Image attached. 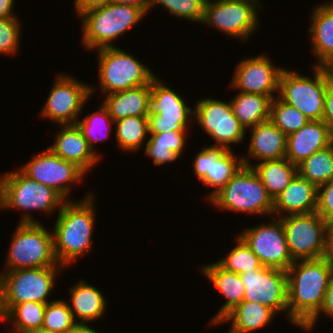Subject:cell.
Wrapping results in <instances>:
<instances>
[{"label": "cell", "instance_id": "obj_42", "mask_svg": "<svg viewBox=\"0 0 333 333\" xmlns=\"http://www.w3.org/2000/svg\"><path fill=\"white\" fill-rule=\"evenodd\" d=\"M322 312L325 316L333 318V276L331 277L328 288L325 292L324 302L320 311L304 326V330L309 331L312 329Z\"/></svg>", "mask_w": 333, "mask_h": 333}, {"label": "cell", "instance_id": "obj_15", "mask_svg": "<svg viewBox=\"0 0 333 333\" xmlns=\"http://www.w3.org/2000/svg\"><path fill=\"white\" fill-rule=\"evenodd\" d=\"M194 109L196 122L215 139L214 146L231 150V144L244 141L246 129L233 113L230 102L204 98L198 100Z\"/></svg>", "mask_w": 333, "mask_h": 333}, {"label": "cell", "instance_id": "obj_5", "mask_svg": "<svg viewBox=\"0 0 333 333\" xmlns=\"http://www.w3.org/2000/svg\"><path fill=\"white\" fill-rule=\"evenodd\" d=\"M63 266L5 271L0 275V320L17 304L33 301L47 304L57 273Z\"/></svg>", "mask_w": 333, "mask_h": 333}, {"label": "cell", "instance_id": "obj_26", "mask_svg": "<svg viewBox=\"0 0 333 333\" xmlns=\"http://www.w3.org/2000/svg\"><path fill=\"white\" fill-rule=\"evenodd\" d=\"M310 18L311 49L318 59L316 66H322L333 59V1L315 7Z\"/></svg>", "mask_w": 333, "mask_h": 333}, {"label": "cell", "instance_id": "obj_20", "mask_svg": "<svg viewBox=\"0 0 333 333\" xmlns=\"http://www.w3.org/2000/svg\"><path fill=\"white\" fill-rule=\"evenodd\" d=\"M55 136L53 145L48 148L60 158L74 163L86 175L99 162L101 155L96 154L89 147L82 131L77 124L61 126Z\"/></svg>", "mask_w": 333, "mask_h": 333}, {"label": "cell", "instance_id": "obj_18", "mask_svg": "<svg viewBox=\"0 0 333 333\" xmlns=\"http://www.w3.org/2000/svg\"><path fill=\"white\" fill-rule=\"evenodd\" d=\"M196 177L206 186L213 187L206 199L210 201L243 166L242 158L222 146L205 147L194 158Z\"/></svg>", "mask_w": 333, "mask_h": 333}, {"label": "cell", "instance_id": "obj_40", "mask_svg": "<svg viewBox=\"0 0 333 333\" xmlns=\"http://www.w3.org/2000/svg\"><path fill=\"white\" fill-rule=\"evenodd\" d=\"M20 29L18 18H0V54L18 53Z\"/></svg>", "mask_w": 333, "mask_h": 333}, {"label": "cell", "instance_id": "obj_3", "mask_svg": "<svg viewBox=\"0 0 333 333\" xmlns=\"http://www.w3.org/2000/svg\"><path fill=\"white\" fill-rule=\"evenodd\" d=\"M82 18V42L85 49L114 47L119 36L133 28L146 13L139 7L108 2L79 15Z\"/></svg>", "mask_w": 333, "mask_h": 333}, {"label": "cell", "instance_id": "obj_44", "mask_svg": "<svg viewBox=\"0 0 333 333\" xmlns=\"http://www.w3.org/2000/svg\"><path fill=\"white\" fill-rule=\"evenodd\" d=\"M108 2H110V0H74V11H76V14H78L79 17V15L84 11L102 6Z\"/></svg>", "mask_w": 333, "mask_h": 333}, {"label": "cell", "instance_id": "obj_46", "mask_svg": "<svg viewBox=\"0 0 333 333\" xmlns=\"http://www.w3.org/2000/svg\"><path fill=\"white\" fill-rule=\"evenodd\" d=\"M15 0H0V18H17L13 14Z\"/></svg>", "mask_w": 333, "mask_h": 333}, {"label": "cell", "instance_id": "obj_45", "mask_svg": "<svg viewBox=\"0 0 333 333\" xmlns=\"http://www.w3.org/2000/svg\"><path fill=\"white\" fill-rule=\"evenodd\" d=\"M117 4L131 5L141 8L146 14L150 10L151 0H110Z\"/></svg>", "mask_w": 333, "mask_h": 333}, {"label": "cell", "instance_id": "obj_2", "mask_svg": "<svg viewBox=\"0 0 333 333\" xmlns=\"http://www.w3.org/2000/svg\"><path fill=\"white\" fill-rule=\"evenodd\" d=\"M93 195L87 193L80 202L66 200L58 208L53 229L54 252L59 264L65 268L91 251L96 212Z\"/></svg>", "mask_w": 333, "mask_h": 333}, {"label": "cell", "instance_id": "obj_33", "mask_svg": "<svg viewBox=\"0 0 333 333\" xmlns=\"http://www.w3.org/2000/svg\"><path fill=\"white\" fill-rule=\"evenodd\" d=\"M114 125L116 126L117 146L123 152L140 150L145 144L149 134L148 116H128L114 121Z\"/></svg>", "mask_w": 333, "mask_h": 333}, {"label": "cell", "instance_id": "obj_30", "mask_svg": "<svg viewBox=\"0 0 333 333\" xmlns=\"http://www.w3.org/2000/svg\"><path fill=\"white\" fill-rule=\"evenodd\" d=\"M271 102L266 95L239 92L230 104L238 121L247 130L269 120Z\"/></svg>", "mask_w": 333, "mask_h": 333}, {"label": "cell", "instance_id": "obj_4", "mask_svg": "<svg viewBox=\"0 0 333 333\" xmlns=\"http://www.w3.org/2000/svg\"><path fill=\"white\" fill-rule=\"evenodd\" d=\"M66 200L53 188L26 176L21 170L10 171L0 177V209H21L20 223H38L27 210L51 213L62 207Z\"/></svg>", "mask_w": 333, "mask_h": 333}, {"label": "cell", "instance_id": "obj_21", "mask_svg": "<svg viewBox=\"0 0 333 333\" xmlns=\"http://www.w3.org/2000/svg\"><path fill=\"white\" fill-rule=\"evenodd\" d=\"M333 143V135L322 120H310L301 129L287 136L285 158L296 166L316 151Z\"/></svg>", "mask_w": 333, "mask_h": 333}, {"label": "cell", "instance_id": "obj_37", "mask_svg": "<svg viewBox=\"0 0 333 333\" xmlns=\"http://www.w3.org/2000/svg\"><path fill=\"white\" fill-rule=\"evenodd\" d=\"M78 323L66 301L56 300L46 304L41 330L55 333H69Z\"/></svg>", "mask_w": 333, "mask_h": 333}, {"label": "cell", "instance_id": "obj_9", "mask_svg": "<svg viewBox=\"0 0 333 333\" xmlns=\"http://www.w3.org/2000/svg\"><path fill=\"white\" fill-rule=\"evenodd\" d=\"M99 85L105 95L150 84L156 76L141 61L114 47L98 49Z\"/></svg>", "mask_w": 333, "mask_h": 333}, {"label": "cell", "instance_id": "obj_47", "mask_svg": "<svg viewBox=\"0 0 333 333\" xmlns=\"http://www.w3.org/2000/svg\"><path fill=\"white\" fill-rule=\"evenodd\" d=\"M69 333H99L92 327L88 326L87 323H77Z\"/></svg>", "mask_w": 333, "mask_h": 333}, {"label": "cell", "instance_id": "obj_34", "mask_svg": "<svg viewBox=\"0 0 333 333\" xmlns=\"http://www.w3.org/2000/svg\"><path fill=\"white\" fill-rule=\"evenodd\" d=\"M45 308L46 304L33 301L17 304L1 320L14 325V330L10 333L39 331L43 325Z\"/></svg>", "mask_w": 333, "mask_h": 333}, {"label": "cell", "instance_id": "obj_6", "mask_svg": "<svg viewBox=\"0 0 333 333\" xmlns=\"http://www.w3.org/2000/svg\"><path fill=\"white\" fill-rule=\"evenodd\" d=\"M287 246L294 261L319 259L331 253V226L316 212L282 215Z\"/></svg>", "mask_w": 333, "mask_h": 333}, {"label": "cell", "instance_id": "obj_31", "mask_svg": "<svg viewBox=\"0 0 333 333\" xmlns=\"http://www.w3.org/2000/svg\"><path fill=\"white\" fill-rule=\"evenodd\" d=\"M186 132L168 131L164 133H149L145 155L153 159L154 165H164L176 161L182 154L185 147Z\"/></svg>", "mask_w": 333, "mask_h": 333}, {"label": "cell", "instance_id": "obj_41", "mask_svg": "<svg viewBox=\"0 0 333 333\" xmlns=\"http://www.w3.org/2000/svg\"><path fill=\"white\" fill-rule=\"evenodd\" d=\"M316 213L330 225L333 223V179L318 187Z\"/></svg>", "mask_w": 333, "mask_h": 333}, {"label": "cell", "instance_id": "obj_12", "mask_svg": "<svg viewBox=\"0 0 333 333\" xmlns=\"http://www.w3.org/2000/svg\"><path fill=\"white\" fill-rule=\"evenodd\" d=\"M190 115H194V110L185 103L179 93L164 85L155 76L151 81L149 133L187 131Z\"/></svg>", "mask_w": 333, "mask_h": 333}, {"label": "cell", "instance_id": "obj_13", "mask_svg": "<svg viewBox=\"0 0 333 333\" xmlns=\"http://www.w3.org/2000/svg\"><path fill=\"white\" fill-rule=\"evenodd\" d=\"M95 89L74 79L73 76L59 74L55 78L40 116L51 119L59 125L76 124L83 105L87 103Z\"/></svg>", "mask_w": 333, "mask_h": 333}, {"label": "cell", "instance_id": "obj_48", "mask_svg": "<svg viewBox=\"0 0 333 333\" xmlns=\"http://www.w3.org/2000/svg\"><path fill=\"white\" fill-rule=\"evenodd\" d=\"M321 68L324 70L328 82L333 86V59L326 61Z\"/></svg>", "mask_w": 333, "mask_h": 333}, {"label": "cell", "instance_id": "obj_24", "mask_svg": "<svg viewBox=\"0 0 333 333\" xmlns=\"http://www.w3.org/2000/svg\"><path fill=\"white\" fill-rule=\"evenodd\" d=\"M202 271L227 300L210 321V324L216 325L243 301L245 287L240 274L226 271L216 262L204 265Z\"/></svg>", "mask_w": 333, "mask_h": 333}, {"label": "cell", "instance_id": "obj_28", "mask_svg": "<svg viewBox=\"0 0 333 333\" xmlns=\"http://www.w3.org/2000/svg\"><path fill=\"white\" fill-rule=\"evenodd\" d=\"M250 158L242 157L243 166L252 167L264 184L268 195L274 200L292 181L297 174V166L287 158L265 160L256 165Z\"/></svg>", "mask_w": 333, "mask_h": 333}, {"label": "cell", "instance_id": "obj_8", "mask_svg": "<svg viewBox=\"0 0 333 333\" xmlns=\"http://www.w3.org/2000/svg\"><path fill=\"white\" fill-rule=\"evenodd\" d=\"M13 232L6 270L62 266L54 252L53 233L40 223H19Z\"/></svg>", "mask_w": 333, "mask_h": 333}, {"label": "cell", "instance_id": "obj_51", "mask_svg": "<svg viewBox=\"0 0 333 333\" xmlns=\"http://www.w3.org/2000/svg\"><path fill=\"white\" fill-rule=\"evenodd\" d=\"M330 256L332 257V259H333V251H331V253H330Z\"/></svg>", "mask_w": 333, "mask_h": 333}, {"label": "cell", "instance_id": "obj_17", "mask_svg": "<svg viewBox=\"0 0 333 333\" xmlns=\"http://www.w3.org/2000/svg\"><path fill=\"white\" fill-rule=\"evenodd\" d=\"M245 287L243 301L256 302L278 312H287V273L267 268L240 274ZM282 311V312H281Z\"/></svg>", "mask_w": 333, "mask_h": 333}, {"label": "cell", "instance_id": "obj_10", "mask_svg": "<svg viewBox=\"0 0 333 333\" xmlns=\"http://www.w3.org/2000/svg\"><path fill=\"white\" fill-rule=\"evenodd\" d=\"M314 78L283 69L278 97L297 108L310 120H322L328 79L321 66L314 65Z\"/></svg>", "mask_w": 333, "mask_h": 333}, {"label": "cell", "instance_id": "obj_36", "mask_svg": "<svg viewBox=\"0 0 333 333\" xmlns=\"http://www.w3.org/2000/svg\"><path fill=\"white\" fill-rule=\"evenodd\" d=\"M236 241L237 246L216 263L224 270L238 274L247 273L255 269H263L264 266L259 258L239 236H237Z\"/></svg>", "mask_w": 333, "mask_h": 333}, {"label": "cell", "instance_id": "obj_32", "mask_svg": "<svg viewBox=\"0 0 333 333\" xmlns=\"http://www.w3.org/2000/svg\"><path fill=\"white\" fill-rule=\"evenodd\" d=\"M297 173L317 188L333 179V143L297 165Z\"/></svg>", "mask_w": 333, "mask_h": 333}, {"label": "cell", "instance_id": "obj_14", "mask_svg": "<svg viewBox=\"0 0 333 333\" xmlns=\"http://www.w3.org/2000/svg\"><path fill=\"white\" fill-rule=\"evenodd\" d=\"M243 231V232H242ZM238 235L267 268L287 271L294 262L290 255L281 218L242 230Z\"/></svg>", "mask_w": 333, "mask_h": 333}, {"label": "cell", "instance_id": "obj_43", "mask_svg": "<svg viewBox=\"0 0 333 333\" xmlns=\"http://www.w3.org/2000/svg\"><path fill=\"white\" fill-rule=\"evenodd\" d=\"M322 121L333 135V86L328 82L325 91L324 114Z\"/></svg>", "mask_w": 333, "mask_h": 333}, {"label": "cell", "instance_id": "obj_35", "mask_svg": "<svg viewBox=\"0 0 333 333\" xmlns=\"http://www.w3.org/2000/svg\"><path fill=\"white\" fill-rule=\"evenodd\" d=\"M269 120L287 136L310 121L297 108L282 101L278 96L272 99Z\"/></svg>", "mask_w": 333, "mask_h": 333}, {"label": "cell", "instance_id": "obj_25", "mask_svg": "<svg viewBox=\"0 0 333 333\" xmlns=\"http://www.w3.org/2000/svg\"><path fill=\"white\" fill-rule=\"evenodd\" d=\"M151 83L108 94L102 103L113 121L128 116H148L150 112Z\"/></svg>", "mask_w": 333, "mask_h": 333}, {"label": "cell", "instance_id": "obj_27", "mask_svg": "<svg viewBox=\"0 0 333 333\" xmlns=\"http://www.w3.org/2000/svg\"><path fill=\"white\" fill-rule=\"evenodd\" d=\"M69 289L71 304L68 303V306L79 323L98 320L105 314L106 297L96 287L80 280Z\"/></svg>", "mask_w": 333, "mask_h": 333}, {"label": "cell", "instance_id": "obj_19", "mask_svg": "<svg viewBox=\"0 0 333 333\" xmlns=\"http://www.w3.org/2000/svg\"><path fill=\"white\" fill-rule=\"evenodd\" d=\"M284 68L275 67L266 55L243 59L237 65L230 87L239 92L277 97L279 78ZM275 95V96H274Z\"/></svg>", "mask_w": 333, "mask_h": 333}, {"label": "cell", "instance_id": "obj_22", "mask_svg": "<svg viewBox=\"0 0 333 333\" xmlns=\"http://www.w3.org/2000/svg\"><path fill=\"white\" fill-rule=\"evenodd\" d=\"M317 187L300 176L293 177L290 184L273 200V214L280 217L316 212ZM280 214V215H279Z\"/></svg>", "mask_w": 333, "mask_h": 333}, {"label": "cell", "instance_id": "obj_16", "mask_svg": "<svg viewBox=\"0 0 333 333\" xmlns=\"http://www.w3.org/2000/svg\"><path fill=\"white\" fill-rule=\"evenodd\" d=\"M20 170L30 179L53 188L65 200H70L68 196L72 190L71 184L79 183L85 174L74 163L60 158L48 147L34 155Z\"/></svg>", "mask_w": 333, "mask_h": 333}, {"label": "cell", "instance_id": "obj_38", "mask_svg": "<svg viewBox=\"0 0 333 333\" xmlns=\"http://www.w3.org/2000/svg\"><path fill=\"white\" fill-rule=\"evenodd\" d=\"M99 111L92 112L86 115L83 120H77V126L83 133L84 138L87 140L89 147L97 154L94 149V142H101L103 139L109 137L110 128L114 123L112 117L109 115L107 108L102 104ZM106 127V128H105ZM106 130L104 134L95 137V134L100 130ZM102 130V132H104ZM109 131V132H108ZM98 132V133H99ZM107 132V133H106ZM97 136V135H96Z\"/></svg>", "mask_w": 333, "mask_h": 333}, {"label": "cell", "instance_id": "obj_49", "mask_svg": "<svg viewBox=\"0 0 333 333\" xmlns=\"http://www.w3.org/2000/svg\"><path fill=\"white\" fill-rule=\"evenodd\" d=\"M331 251H333V228H331Z\"/></svg>", "mask_w": 333, "mask_h": 333}, {"label": "cell", "instance_id": "obj_11", "mask_svg": "<svg viewBox=\"0 0 333 333\" xmlns=\"http://www.w3.org/2000/svg\"><path fill=\"white\" fill-rule=\"evenodd\" d=\"M259 0H206L201 23L245 41L259 24Z\"/></svg>", "mask_w": 333, "mask_h": 333}, {"label": "cell", "instance_id": "obj_29", "mask_svg": "<svg viewBox=\"0 0 333 333\" xmlns=\"http://www.w3.org/2000/svg\"><path fill=\"white\" fill-rule=\"evenodd\" d=\"M275 312L269 307L251 301H242L219 324L231 322L229 333H252L273 320Z\"/></svg>", "mask_w": 333, "mask_h": 333}, {"label": "cell", "instance_id": "obj_7", "mask_svg": "<svg viewBox=\"0 0 333 333\" xmlns=\"http://www.w3.org/2000/svg\"><path fill=\"white\" fill-rule=\"evenodd\" d=\"M210 203L219 209L235 213L273 215L272 198L257 173L247 166H242Z\"/></svg>", "mask_w": 333, "mask_h": 333}, {"label": "cell", "instance_id": "obj_23", "mask_svg": "<svg viewBox=\"0 0 333 333\" xmlns=\"http://www.w3.org/2000/svg\"><path fill=\"white\" fill-rule=\"evenodd\" d=\"M251 137L248 147L249 157L259 160H279L285 158L287 135L270 120L250 127Z\"/></svg>", "mask_w": 333, "mask_h": 333}, {"label": "cell", "instance_id": "obj_39", "mask_svg": "<svg viewBox=\"0 0 333 333\" xmlns=\"http://www.w3.org/2000/svg\"><path fill=\"white\" fill-rule=\"evenodd\" d=\"M206 0H151L150 8L161 5L175 15L201 24Z\"/></svg>", "mask_w": 333, "mask_h": 333}, {"label": "cell", "instance_id": "obj_1", "mask_svg": "<svg viewBox=\"0 0 333 333\" xmlns=\"http://www.w3.org/2000/svg\"><path fill=\"white\" fill-rule=\"evenodd\" d=\"M298 263V264H297ZM287 273L288 318L294 325L304 326L320 311L331 277L333 259L294 261Z\"/></svg>", "mask_w": 333, "mask_h": 333}, {"label": "cell", "instance_id": "obj_50", "mask_svg": "<svg viewBox=\"0 0 333 333\" xmlns=\"http://www.w3.org/2000/svg\"><path fill=\"white\" fill-rule=\"evenodd\" d=\"M31 333H55V332H46V331H43V330H39V331L31 332Z\"/></svg>", "mask_w": 333, "mask_h": 333}]
</instances>
